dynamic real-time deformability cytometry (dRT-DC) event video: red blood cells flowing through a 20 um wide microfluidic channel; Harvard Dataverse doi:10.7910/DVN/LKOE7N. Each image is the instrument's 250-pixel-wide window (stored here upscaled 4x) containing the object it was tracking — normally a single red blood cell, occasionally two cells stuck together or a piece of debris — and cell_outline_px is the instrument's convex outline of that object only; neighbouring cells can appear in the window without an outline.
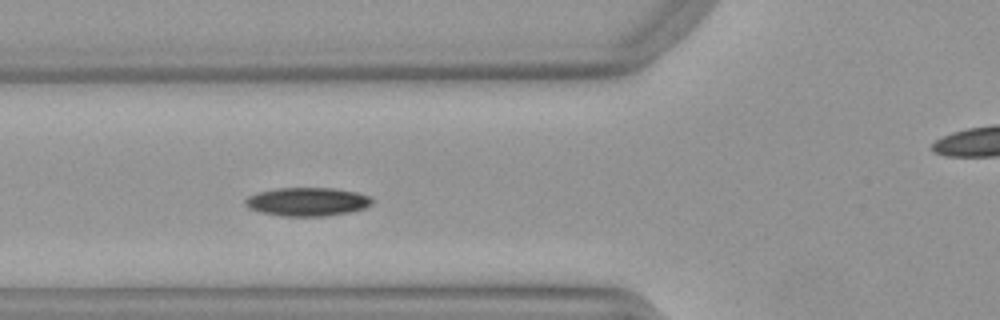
{"species": "Egyptian fruit bat (a non-hibernating species)", "species_latin": "Rousettus aegyptiacus", "temperature_condition": "warm", "stored_images_in_passage": 41, "camera_frame_rate_fps": 3000, "um_per_image_px": 0.085, "animal": {"sex": "female"}, "frame": {"image": 1, "passage_image": 8, "time_ms": 2.333, "image_size_px": [1000, 320], "cell_outline_px": [[372, 204], [364, 208], [348, 212], [328, 216], [280, 216], [260, 212], [248, 208], [244, 204], [244, 200], [248, 196], [256, 192], [276, 188], [332, 188], [356, 192], [368, 196], [372, 200]], "centroid_in_image_um": [26.06, 17.15], "position_along_channel_um": 99.7, "area_um2": 21.15}}
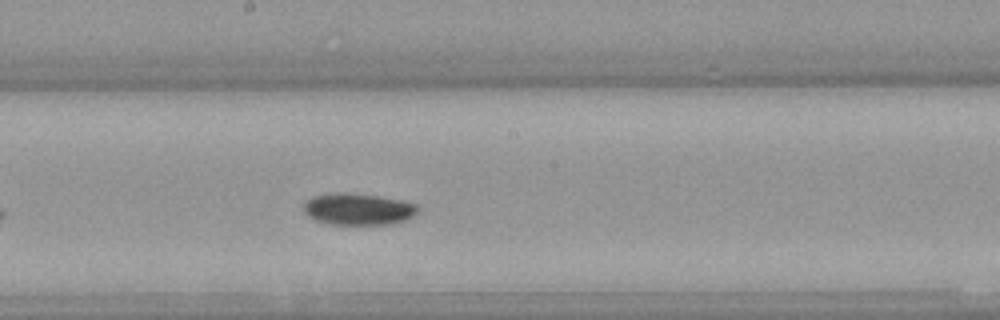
{"frame": {"image": 2, "passage_image": 17, "time_ms": 5.333, "image_size_px": [1000, 320], "cell_outline_px": [[420, 212], [408, 220], [392, 224], [332, 224], [316, 220], [308, 216], [304, 212], [304, 204], [312, 196], [340, 192], [344, 192], [376, 196], [400, 200], [416, 204], [420, 208]], "centroid_in_image_um": [30.5, 17.78], "position_along_channel_um": 217.7, "area_um2": 21.1}}
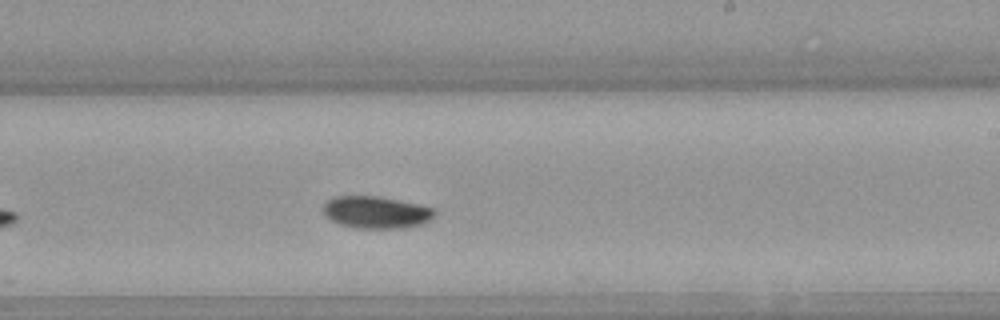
{"frame": {"image": 3, "passage_image": 20, "time_ms": 6.333, "image_size_px": [1000, 320], "cell_outline_px": [[436, 212], [424, 224], [400, 228], [356, 228], [340, 224], [332, 220], [324, 212], [324, 204], [328, 200], [336, 196], [376, 196], [416, 204], [432, 208]], "centroid_in_image_um": [31.96, 18.05], "position_along_channel_um": 257.0, "area_um2": 20.4}}